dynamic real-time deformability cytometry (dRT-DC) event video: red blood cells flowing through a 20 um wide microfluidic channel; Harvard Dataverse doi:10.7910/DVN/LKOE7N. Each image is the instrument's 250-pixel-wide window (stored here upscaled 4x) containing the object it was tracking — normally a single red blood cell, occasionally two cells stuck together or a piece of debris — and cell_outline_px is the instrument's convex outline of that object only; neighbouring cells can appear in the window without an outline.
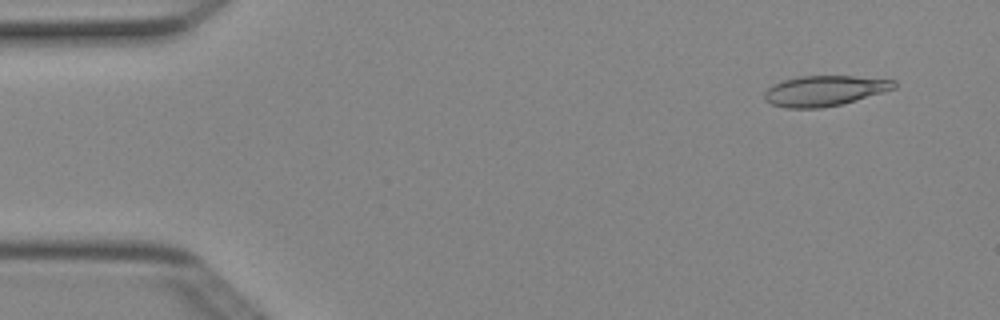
{"species": "Egyptian fruit bat (a non-hibernating species)", "species_latin": "Rousettus aegyptiacus", "temperature_condition": "cold", "stored_images_in_passage": 4, "camera_frame_rate_fps": 3000, "um_per_image_px": 0.085, "animal": {"sex": "female"}, "frame": {"image": 1, "passage_image": 2, "time_ms": 0.333, "image_size_px": [1000, 320], "cell_outline_px": [[896, 88], [884, 92], [844, 104], [820, 108], [784, 108], [772, 104], [764, 100], [764, 92], [768, 88], [784, 80], [800, 76], [852, 76], [896, 80]], "centroid_in_image_um": [70.1, 7.72], "position_along_channel_um": 14.9, "area_um2": 23.0}}
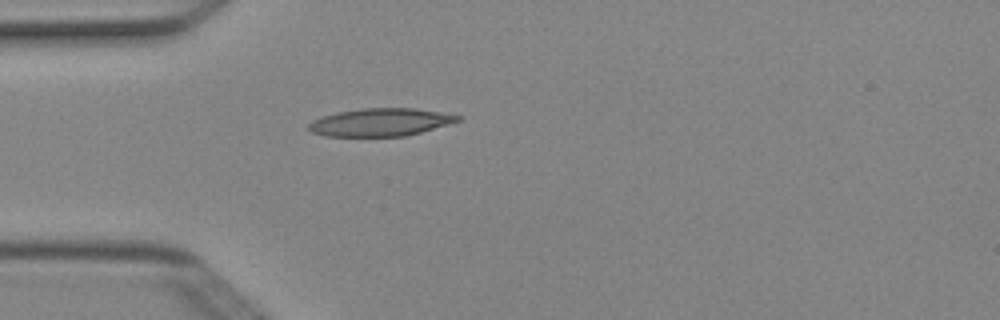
{"frame": {"image": 2, "passage_image": 4, "time_ms": 1.0, "image_size_px": [1000, 320], "cell_outline_px": [[460, 120], [448, 124], [420, 132], [404, 136], [324, 136], [312, 132], [308, 128], [308, 124], [312, 120], [336, 112], [364, 108], [412, 108], [440, 112], [460, 116]], "centroid_in_image_um": [32.29, 10.39], "position_along_channel_um": 52.7, "area_um2": 23.87}}